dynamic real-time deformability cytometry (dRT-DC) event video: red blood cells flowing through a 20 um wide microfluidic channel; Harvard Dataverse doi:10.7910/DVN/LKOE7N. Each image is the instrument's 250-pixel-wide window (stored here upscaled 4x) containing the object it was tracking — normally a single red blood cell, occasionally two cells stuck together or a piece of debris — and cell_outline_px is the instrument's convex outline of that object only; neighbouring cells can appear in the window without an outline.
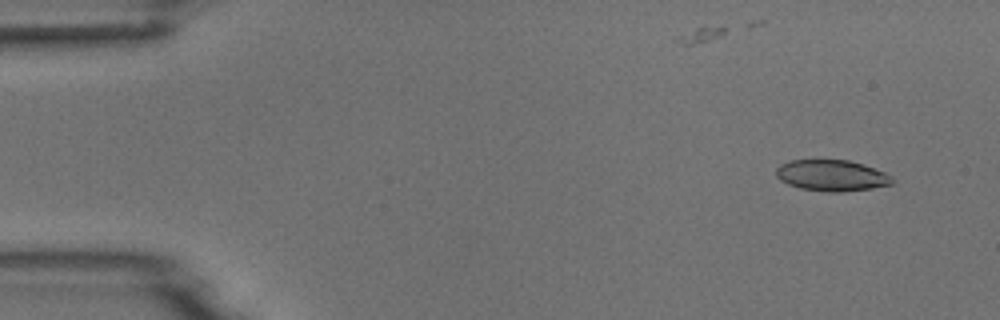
{"species": "common noctule bat (a hibernating species)", "species_latin": "Nyctalus noctula", "temperature_condition": "room temperature", "stored_images_in_passage": 6, "camera_frame_rate_fps": 3000, "um_per_image_px": 0.085, "animal": {"sex": "male", "body_mass_g": 18.8}, "frame": {"image": 1, "passage_image": 2, "time_ms": 1.0, "image_size_px": [1000, 320], "cell_outline_px": [[892, 184], [872, 188], [840, 192], [828, 192], [800, 188], [788, 184], [780, 180], [776, 176], [776, 168], [780, 164], [792, 160], [848, 160], [864, 164], [884, 172], [892, 176]], "centroid_in_image_um": [70.68, 14.91], "position_along_channel_um": 14.3, "area_um2": 21.04}}
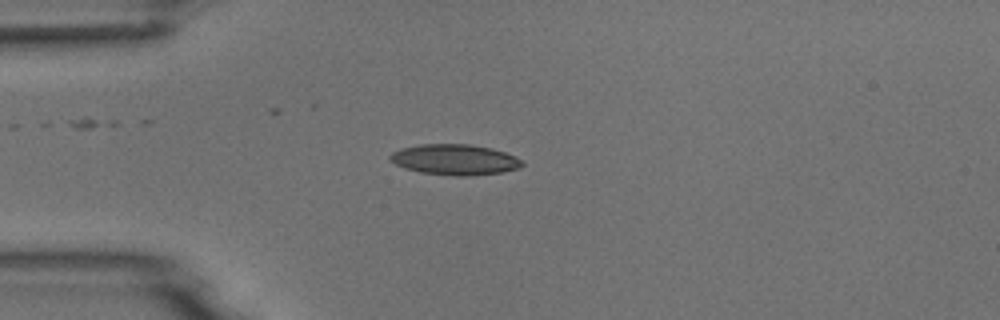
{"frame": {"image": 2, "passage_image": 4, "time_ms": 4.333, "image_size_px": [1000, 320], "cell_outline_px": [[524, 164], [520, 168], [500, 172], [468, 176], [456, 176], [420, 172], [404, 168], [396, 164], [388, 156], [392, 152], [400, 148], [420, 144], [468, 144], [492, 148], [504, 152], [520, 160]], "centroid_in_image_um": [38.62, 13.56], "position_along_channel_um": 46.4, "area_um2": 23.41}}